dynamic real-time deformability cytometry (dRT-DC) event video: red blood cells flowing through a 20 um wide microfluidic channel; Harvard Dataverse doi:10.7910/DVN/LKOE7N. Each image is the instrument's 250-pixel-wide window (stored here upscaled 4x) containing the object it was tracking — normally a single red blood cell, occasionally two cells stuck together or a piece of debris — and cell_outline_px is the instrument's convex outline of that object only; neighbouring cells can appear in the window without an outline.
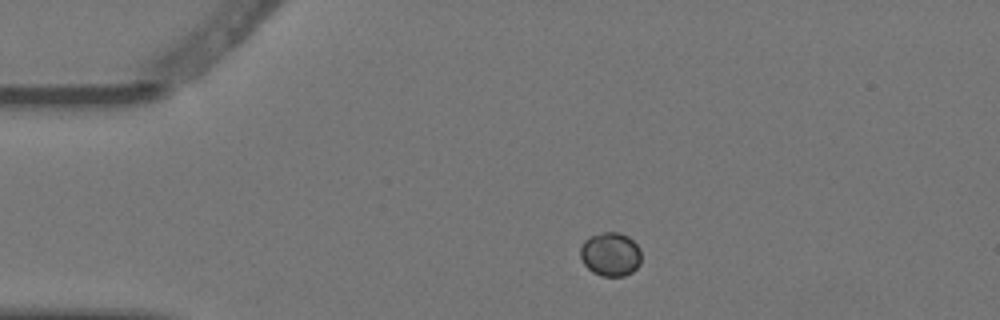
{"species": "Egyptian fruit bat (a non-hibernating species)", "species_latin": "Rousettus aegyptiacus", "temperature_condition": "warm", "stored_images_in_passage": 3, "camera_frame_rate_fps": 3000, "um_per_image_px": 0.085, "animal": {"sex": "female"}, "frame": {"image": 1, "passage_image": 1, "time_ms": 0.0, "image_size_px": [1000, 320], "cell_outline_px": [[640, 264], [632, 272], [624, 276], [600, 276], [592, 272], [584, 264], [580, 256], [580, 248], [584, 240], [588, 236], [604, 232], [620, 232], [628, 236], [640, 248]], "centroid_in_image_um": [51.88, 21.6], "position_along_channel_um": 33.1, "area_um2": 15.72}}
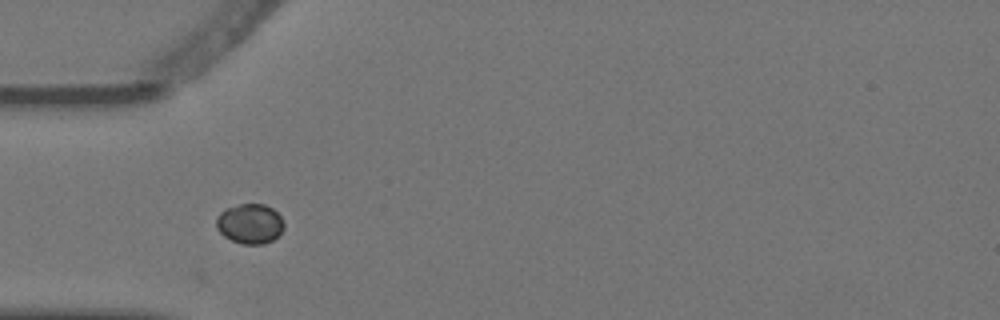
{"frame": {"image": 2, "passage_image": 2, "time_ms": 0.333, "image_size_px": [1000, 320], "cell_outline_px": [[284, 228], [272, 240], [264, 244], [240, 244], [224, 236], [216, 228], [216, 220], [220, 212], [224, 208], [240, 204], [264, 204], [272, 208], [280, 216], [284, 224]], "centroid_in_image_um": [21.22, 19.01], "position_along_channel_um": 63.8, "area_um2": 15.72}}